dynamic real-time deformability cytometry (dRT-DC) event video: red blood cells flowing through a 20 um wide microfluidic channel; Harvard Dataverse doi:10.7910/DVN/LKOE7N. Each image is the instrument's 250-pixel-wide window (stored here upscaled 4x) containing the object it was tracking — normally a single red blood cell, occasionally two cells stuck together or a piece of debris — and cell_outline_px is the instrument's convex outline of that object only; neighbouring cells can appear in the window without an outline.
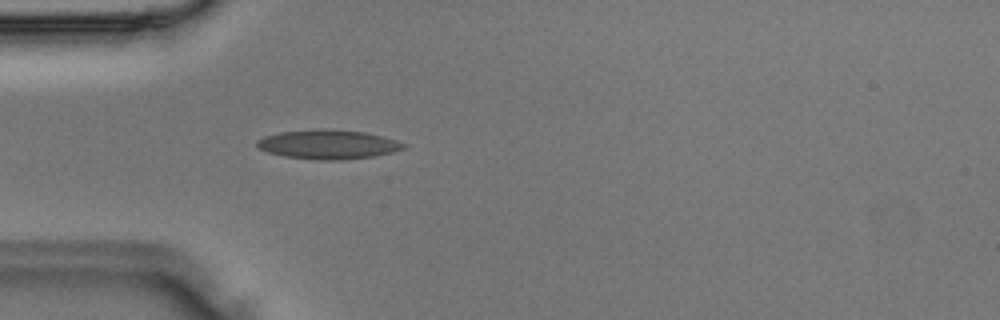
{"species": "Egyptian fruit bat (a non-hibernating species)", "species_latin": "Rousettus aegyptiacus", "temperature_condition": "room temperature", "stored_images_in_passage": 4, "camera_frame_rate_fps": 3000, "um_per_image_px": 0.085, "animal": {"sex": "male"}, "frame": {"image": 1, "passage_image": 4, "time_ms": 1.0, "image_size_px": [1000, 320], "cell_outline_px": [[408, 144], [404, 148], [392, 152], [376, 156], [344, 160], [316, 160], [284, 156], [268, 152], [256, 148], [256, 140], [264, 136], [280, 132], [320, 128], [324, 128], [364, 132], [384, 136]], "centroid_in_image_um": [27.89, 12.27], "position_along_channel_um": 57.1, "area_um2": 25.32}}